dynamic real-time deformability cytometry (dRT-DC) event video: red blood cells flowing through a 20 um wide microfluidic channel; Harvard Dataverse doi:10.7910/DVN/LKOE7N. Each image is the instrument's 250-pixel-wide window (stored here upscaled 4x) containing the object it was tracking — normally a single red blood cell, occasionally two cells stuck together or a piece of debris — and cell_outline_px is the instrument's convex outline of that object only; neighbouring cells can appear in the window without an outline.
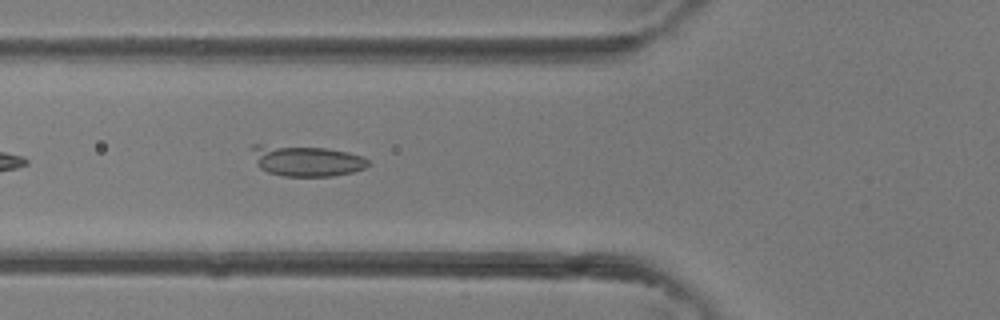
{"species": "common noctule bat (a hibernating species)", "species_latin": "Nyctalus noctula", "temperature_condition": "room temperature", "stored_images_in_passage": 5, "camera_frame_rate_fps": 3000, "um_per_image_px": 0.085, "animal": {"sex": "female"}, "frame": {"image": 1, "passage_image": 5, "time_ms": 1.333, "image_size_px": [1000, 320], "cell_outline_px": [[372, 164], [364, 168], [352, 172], [332, 176], [284, 176], [268, 172], [260, 168], [256, 164], [252, 148], [252, 144], [260, 144], [328, 148], [348, 152], [364, 156]], "centroid_in_image_um": [26.07, 13.66], "position_along_channel_um": 99.7, "area_um2": 20.98}}